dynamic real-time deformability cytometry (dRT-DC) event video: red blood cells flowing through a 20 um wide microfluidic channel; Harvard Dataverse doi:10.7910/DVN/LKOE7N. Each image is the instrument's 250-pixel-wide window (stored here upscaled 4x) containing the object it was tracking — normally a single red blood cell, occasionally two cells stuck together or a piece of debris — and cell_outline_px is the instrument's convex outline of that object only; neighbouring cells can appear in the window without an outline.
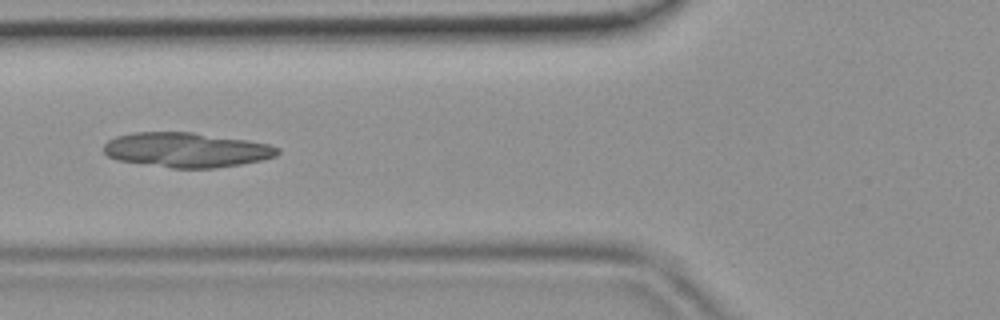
{"species": "common noctule bat (a hibernating species)", "species_latin": "Nyctalus noctula", "temperature_condition": "room temperature", "stored_images_in_passage": 39, "camera_frame_rate_fps": 3000, "um_per_image_px": 0.085, "animal": {"sex": "female", "body_mass_g": 19.9}, "frame": {"image": 1, "passage_image": 10, "time_ms": 3.0, "image_size_px": [1000, 320], "cell_outline_px": [[280, 152], [276, 156], [260, 160], [240, 164], [216, 168], [172, 168], [116, 160], [108, 156], [104, 152], [104, 144], [108, 140], [116, 136], [136, 132], [192, 132], [248, 140], [268, 144], [280, 148]], "centroid_in_image_um": [15.84, 12.74], "position_along_channel_um": 110.0, "area_um2": 35.2}}
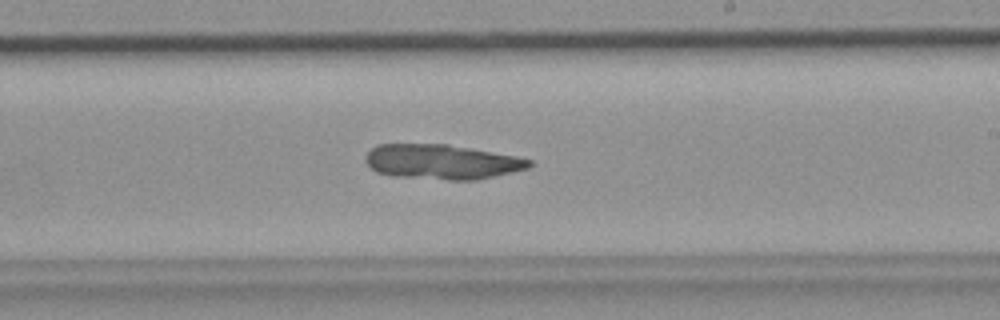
{"frame": {"image": 2, "passage_image": 20, "time_ms": 6.333, "image_size_px": [1000, 320], "cell_outline_px": [[532, 164], [528, 168], [476, 180], [448, 180], [396, 176], [376, 172], [364, 160], [364, 156], [376, 144], [448, 144], [516, 156], [532, 160]], "centroid_in_image_um": [37.53, 13.75], "position_along_channel_um": 251.5, "area_um2": 33.12}}
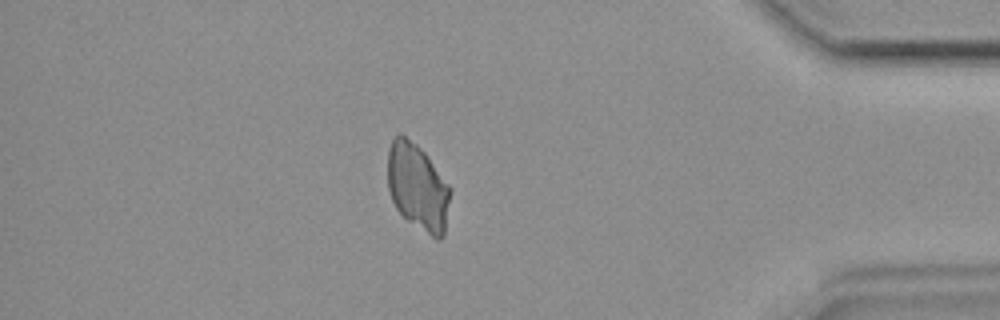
{"frame": {"image": 3, "passage_image": 33, "time_ms": 10.667, "image_size_px": [1000, 320], "cell_outline_px": [[452, 188], [444, 236], [440, 240], [436, 240], [408, 220], [396, 208], [392, 200], [388, 188], [388, 148], [392, 140], [400, 132], [416, 144], [424, 152]], "centroid_in_image_um": [35.52, 15.9], "position_along_channel_um": 399.7, "area_um2": 31.73}}